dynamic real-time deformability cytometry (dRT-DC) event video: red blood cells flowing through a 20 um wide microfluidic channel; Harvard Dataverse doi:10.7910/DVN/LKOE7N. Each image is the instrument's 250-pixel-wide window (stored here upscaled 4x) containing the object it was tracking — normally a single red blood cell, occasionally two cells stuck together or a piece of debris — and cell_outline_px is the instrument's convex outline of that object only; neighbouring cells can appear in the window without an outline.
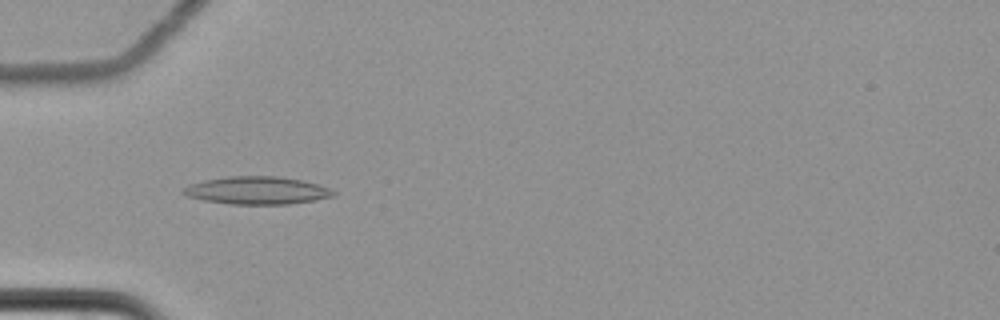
{"species": "common noctule bat (a hibernating species)", "species_latin": "Nyctalus noctula", "temperature_condition": "cold", "stored_images_in_passage": 7, "camera_frame_rate_fps": 3000, "um_per_image_px": 0.085, "animal": {"sex": "female", "body_mass_g": 22.7, "forearm_length_mm": 54.2}, "frame": {"image": 1, "passage_image": 7, "time_ms": 2.0, "image_size_px": [1000, 320], "cell_outline_px": [[336, 196], [316, 200], [288, 204], [228, 204], [204, 200], [184, 196], [180, 192], [188, 184], [204, 180], [228, 176], [280, 176], [300, 180], [316, 184], [328, 188], [336, 192]], "centroid_in_image_um": [21.81, 16.19], "position_along_channel_um": 63.2, "area_um2": 24.39}}